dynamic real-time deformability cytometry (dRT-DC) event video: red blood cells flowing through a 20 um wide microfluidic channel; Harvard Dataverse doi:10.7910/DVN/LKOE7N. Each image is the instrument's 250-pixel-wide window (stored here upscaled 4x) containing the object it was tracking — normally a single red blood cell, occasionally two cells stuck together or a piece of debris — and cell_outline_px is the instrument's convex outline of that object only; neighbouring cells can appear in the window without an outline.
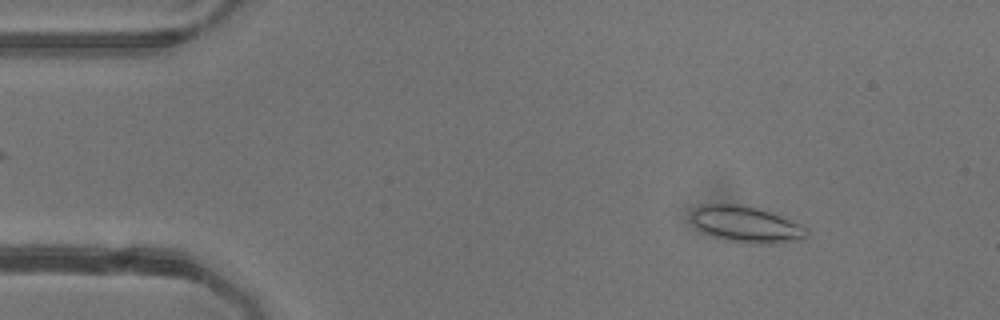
{"species": "common noctule bat (a hibernating species)", "species_latin": "Nyctalus noctula", "temperature_condition": "warm", "stored_images_in_passage": 52, "camera_frame_rate_fps": 3000, "um_per_image_px": 0.085, "animal": {"sex": "female"}, "frame": {"image": 1, "passage_image": 6, "time_ms": 1.667, "image_size_px": [1000, 320], "cell_outline_px": [[808, 236], [800, 240], [772, 244], [752, 244], [728, 240], [712, 236], [696, 228], [692, 224], [692, 212], [696, 208], [704, 204], [740, 204], [756, 208], [780, 216], [800, 224], [808, 228]], "centroid_in_image_um": [63.43, 19.09], "position_along_channel_um": 21.6, "area_um2": 24.33}}
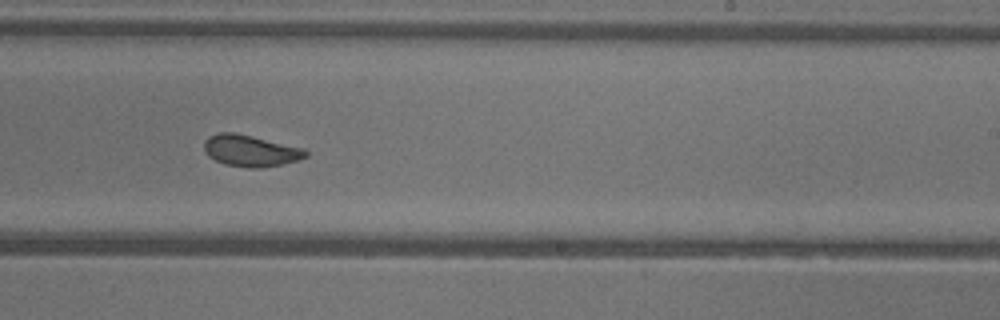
{"frame": {"image": 2, "passage_image": 31, "time_ms": 10.0, "image_size_px": [1000, 320], "cell_outline_px": [[308, 156], [296, 160], [280, 164], [260, 168], [248, 168], [224, 164], [208, 156], [204, 148], [204, 140], [208, 136], [220, 132], [236, 132], [304, 148], [308, 152]], "centroid_in_image_um": [21.27, 12.8], "position_along_channel_um": 267.7, "area_um2": 18.67}}
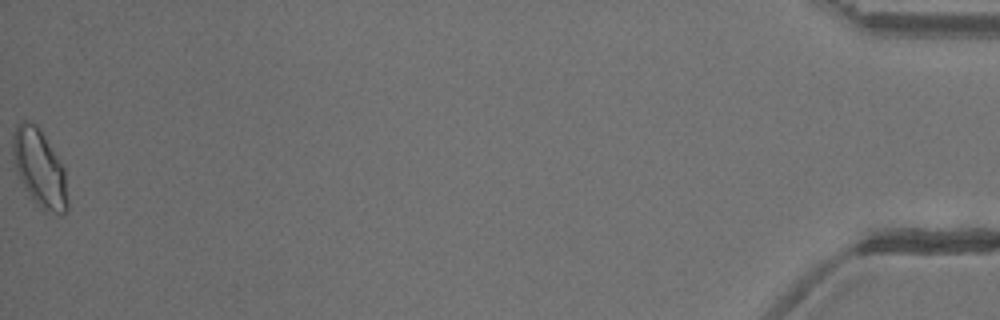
{"frame": {"image": 3, "passage_image": 52, "time_ms": 17.0, "image_size_px": [1000, 320], "cell_outline_px": [[68, 212], [60, 216], [44, 212], [36, 204], [20, 180], [16, 172], [12, 156], [12, 136], [16, 124], [20, 120], [24, 120], [36, 124], [64, 168], [68, 200]], "centroid_in_image_um": [3.35, 14.35], "position_along_channel_um": 431.8, "area_um2": 24.97}, "authors_computed_cell_mechanics": {"area_um2": 19.3919, "velocity_mm_per_s": 3.9081, "shape_relaxation_time_tau1_ms": null, "shape_relaxation_time_tau2_ms": 1.1247, "deformation_change_tau1": null, "deformation_change_tau2": 0.0668}}